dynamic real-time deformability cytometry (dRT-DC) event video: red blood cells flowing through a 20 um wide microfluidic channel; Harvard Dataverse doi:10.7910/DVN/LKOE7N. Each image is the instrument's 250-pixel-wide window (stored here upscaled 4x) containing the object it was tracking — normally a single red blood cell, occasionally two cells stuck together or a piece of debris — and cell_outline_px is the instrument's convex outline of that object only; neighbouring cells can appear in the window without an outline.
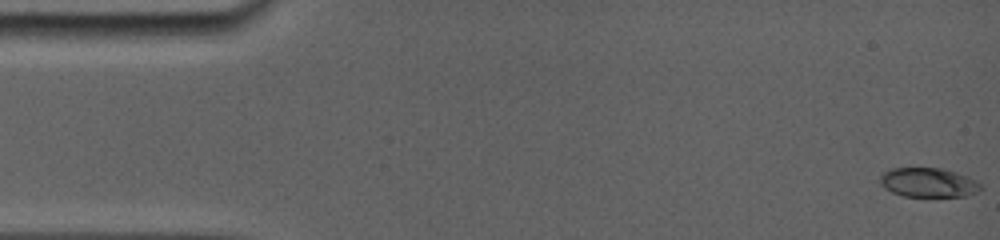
{"species": "common noctule bat (a hibernating species)", "species_latin": "Nyctalus noctula", "temperature_condition": "room temperature", "stored_images_in_passage": 55, "camera_frame_rate_fps": 5000, "um_per_image_px": 0.085, "animal": {"sex": "female", "body_mass_g": 19.0, "forearm_length_mm": 56.7}, "frame": {"image": 1, "passage_image": 1, "time_ms": 0.0, "image_size_px": [1000, 240], "cell_outline_px": [[980, 188], [964, 196], [904, 196], [892, 192], [880, 180], [880, 176], [884, 172], [896, 168], [936, 168], [952, 172], [964, 176], [980, 184]], "centroid_in_image_um": [78.85, 15.52], "position_along_channel_um": 6.1, "area_um2": 16.24}}
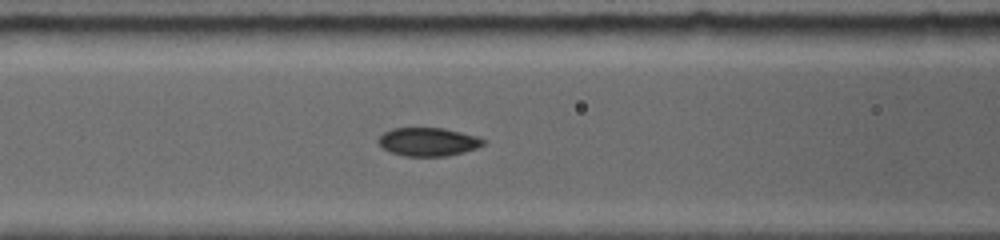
{"frame": {"image": 2, "passage_image": 34, "time_ms": 6.6, "image_size_px": [1000, 240], "cell_outline_px": [[484, 144], [460, 152], [444, 156], [404, 156], [392, 152], [384, 148], [380, 144], [380, 136], [384, 132], [392, 128], [440, 128], [472, 136], [484, 140]], "centroid_in_image_um": [36.3, 12.05], "position_along_channel_um": 130.3, "area_um2": 16.53}}
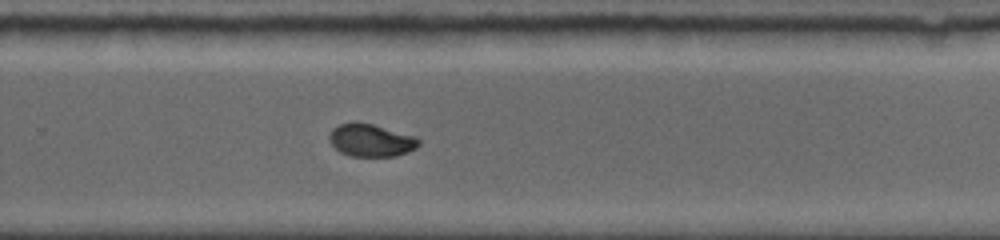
{"frame": {"image": 3, "passage_image": 55, "time_ms": 11.0, "image_size_px": [1000, 240], "cell_outline_px": [[420, 144], [416, 148], [408, 152], [396, 156], [352, 156], [340, 152], [328, 140], [328, 136], [332, 128], [340, 124], [356, 120], [372, 124], [416, 136], [420, 140]], "centroid_in_image_um": [31.52, 11.91], "position_along_channel_um": 298.3, "area_um2": 17.22}}